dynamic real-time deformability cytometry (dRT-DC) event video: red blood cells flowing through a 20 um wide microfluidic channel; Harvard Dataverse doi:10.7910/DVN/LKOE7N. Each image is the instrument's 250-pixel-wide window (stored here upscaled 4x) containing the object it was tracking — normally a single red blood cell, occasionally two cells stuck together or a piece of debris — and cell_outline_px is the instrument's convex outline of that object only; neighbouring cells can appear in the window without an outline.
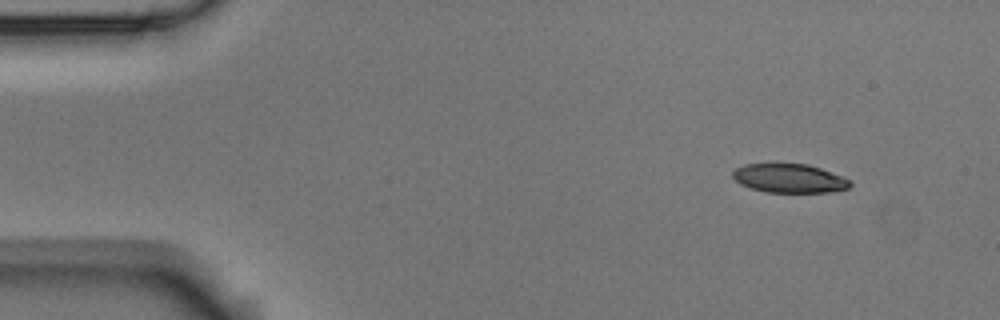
{"species": "Egyptian fruit bat (a non-hibernating species)", "species_latin": "Rousettus aegyptiacus", "temperature_condition": "room temperature", "stored_images_in_passage": 4, "camera_frame_rate_fps": 3000, "um_per_image_px": 0.085, "animal": {"sex": "male"}, "frame": {"image": 1, "passage_image": 1, "time_ms": 0.0, "image_size_px": [1000, 320], "cell_outline_px": [[852, 184], [848, 188], [828, 192], [764, 192], [740, 184], [732, 176], [732, 172], [736, 168], [744, 164], [776, 160], [808, 164], [820, 168], [852, 180]], "centroid_in_image_um": [67.05, 15.1], "position_along_channel_um": 18.0, "area_um2": 20.58}}
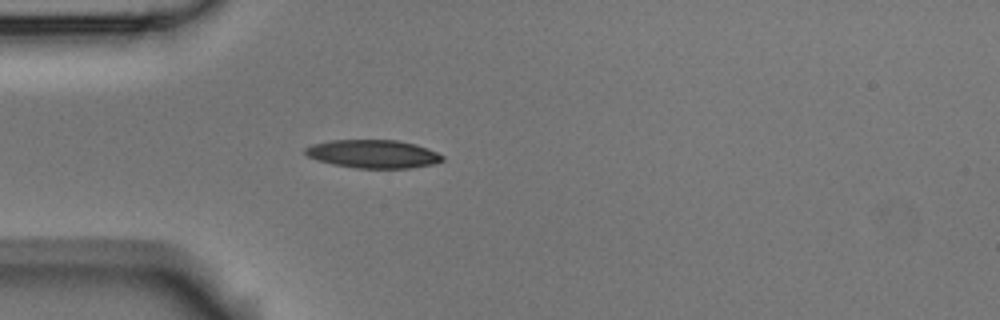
{"frame": {"image": 2, "passage_image": 4, "time_ms": 3.333, "image_size_px": [1000, 320], "cell_outline_px": [[444, 160], [432, 164], [412, 168], [356, 168], [332, 164], [316, 160], [308, 156], [304, 152], [304, 148], [312, 144], [332, 140], [400, 140], [416, 144], [428, 148], [444, 156]], "centroid_in_image_um": [31.72, 13.08], "position_along_channel_um": 53.3, "area_um2": 22.72}}